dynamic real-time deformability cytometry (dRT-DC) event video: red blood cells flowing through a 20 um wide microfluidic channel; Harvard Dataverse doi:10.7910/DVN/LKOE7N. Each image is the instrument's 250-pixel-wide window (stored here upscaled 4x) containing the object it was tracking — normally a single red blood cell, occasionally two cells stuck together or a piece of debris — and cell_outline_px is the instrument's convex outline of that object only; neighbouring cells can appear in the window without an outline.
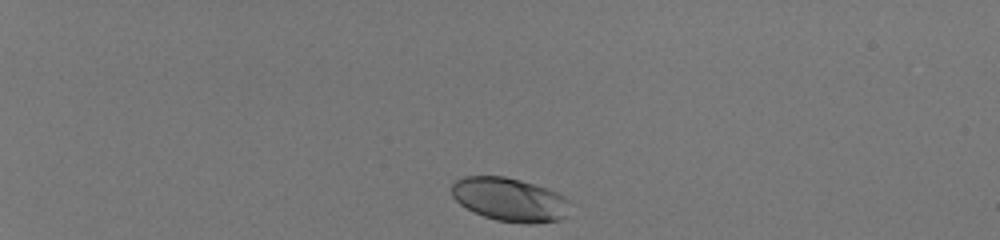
{"species": "human", "species_latin": "Homo sapiens", "temperature_condition": "room temperature", "stored_images_in_passage": 37, "camera_frame_rate_fps": 3000, "um_per_image_px": 0.085, "donor": {"sex": "male"}, "frame": {"image": 1, "passage_image": 1, "time_ms": 0.0, "image_size_px": [1000, 240], "cell_outline_px": [[564, 216], [556, 220], [528, 224], [496, 220], [484, 216], [460, 204], [452, 196], [452, 184], [456, 180], [468, 176], [504, 176], [520, 180], [556, 192], [564, 196]], "centroid_in_image_um": [43.22, 16.95], "position_along_channel_um": 41.8, "area_um2": 29.07}}
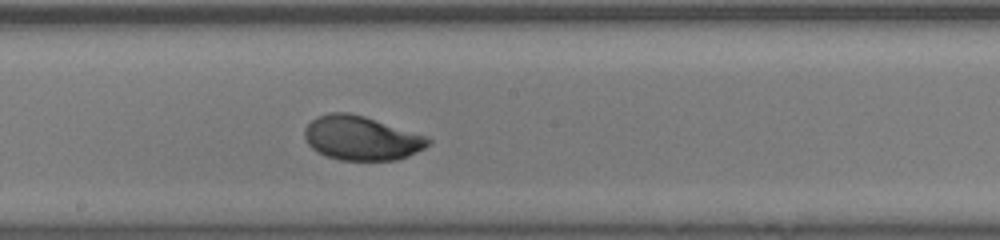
{"frame": {"image": 2, "passage_image": 21, "time_ms": 6.667, "image_size_px": [1000, 240], "cell_outline_px": [[432, 140], [424, 148], [408, 156], [396, 160], [340, 160], [328, 156], [312, 148], [308, 144], [304, 136], [304, 128], [316, 116], [328, 112], [348, 112], [364, 116], [424, 136]], "centroid_in_image_um": [30.67, 11.73], "position_along_channel_um": 217.5, "area_um2": 31.44}}
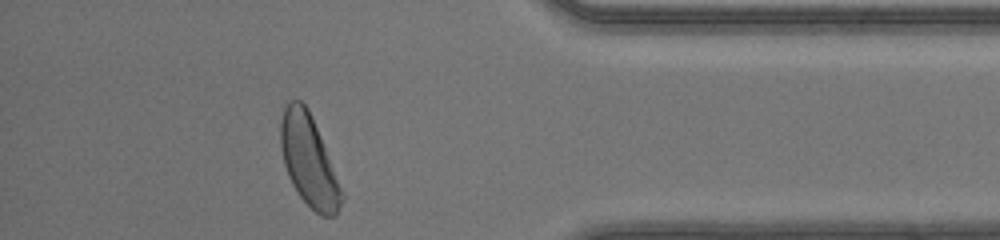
{"frame": {"image": 3, "passage_image": 36, "time_ms": 11.667, "image_size_px": [1000, 240], "cell_outline_px": [[344, 196], [336, 216], [320, 216], [300, 196], [292, 184], [288, 176], [284, 164], [280, 148], [280, 124], [284, 108], [288, 100], [300, 100], [308, 108], [312, 116]], "centroid_in_image_um": [26.22, 13.64], "position_along_channel_um": 409.0, "area_um2": 31.91}, "authors_computed_cell_mechanics": {"area_um2": 30.5762, "velocity_mm_per_s": 4.1471, "shape_relaxation_time_tau1_ms": 2.1244, "shape_relaxation_time_tau2_ms": null, "deformation_change_tau1": 0.136, "deformation_change_tau2": null}}